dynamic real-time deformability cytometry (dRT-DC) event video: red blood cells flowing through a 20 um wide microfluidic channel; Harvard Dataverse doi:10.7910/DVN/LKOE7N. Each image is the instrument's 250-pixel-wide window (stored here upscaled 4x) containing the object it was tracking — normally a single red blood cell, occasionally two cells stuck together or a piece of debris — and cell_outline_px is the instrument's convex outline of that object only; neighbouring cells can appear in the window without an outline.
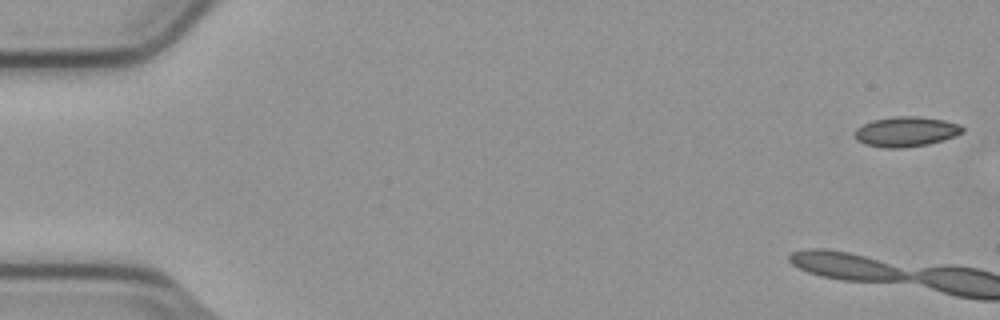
{"species": "common noctule bat (a hibernating species)", "species_latin": "Nyctalus noctula", "temperature_condition": "cold", "stored_images_in_passage": 6, "camera_frame_rate_fps": 3000, "um_per_image_px": 0.085, "animal": {"sex": "male", "body_mass_g": 23.1, "forearm_length_mm": 52.7}, "frame": {"image": 1, "passage_image": 1, "time_ms": 0.0, "image_size_px": [1000, 320], "cell_outline_px": [[964, 132], [956, 136], [944, 140], [928, 144], [904, 148], [884, 148], [864, 144], [856, 140], [852, 132], [856, 128], [872, 120], [892, 116], [916, 116], [944, 120], [960, 124], [964, 128]], "centroid_in_image_um": [76.99, 11.19], "position_along_channel_um": 8.0, "area_um2": 19.19}}
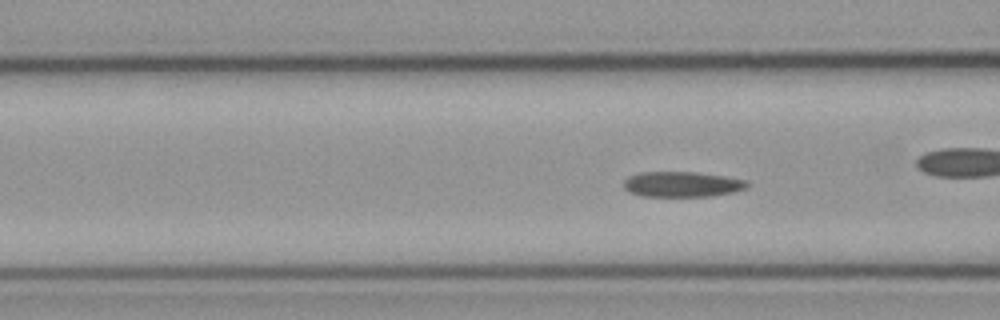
{"frame": {"image": 2, "passage_image": 6, "time_ms": 1.667, "image_size_px": [1000, 320], "cell_outline_px": [[748, 188], [732, 192], [712, 196], [640, 196], [628, 192], [624, 188], [624, 180], [628, 176], [640, 172], [696, 172], [724, 176], [748, 180]], "centroid_in_image_um": [57.96, 15.66], "position_along_channel_um": 108.6, "area_um2": 18.38}}